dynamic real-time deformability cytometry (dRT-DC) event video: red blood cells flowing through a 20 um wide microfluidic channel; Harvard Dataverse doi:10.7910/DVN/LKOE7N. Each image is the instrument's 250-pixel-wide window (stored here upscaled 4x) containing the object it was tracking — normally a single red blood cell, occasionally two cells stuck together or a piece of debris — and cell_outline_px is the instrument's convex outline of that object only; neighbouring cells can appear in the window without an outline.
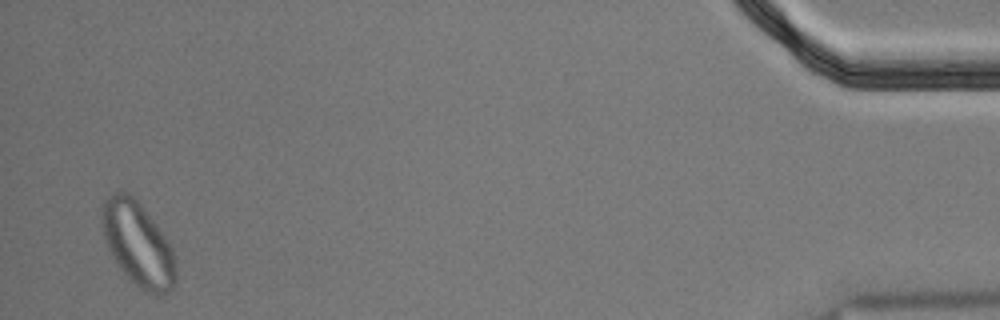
{"species": "Egyptian fruit bat (a non-hibernating species)", "species_latin": "Rousettus aegyptiacus", "temperature_condition": "cold", "stored_images_in_passage": 55, "segment_of_instrument_passage": [2, 2], "camera_frame_rate_fps": 3000, "um_per_image_px": 0.085, "animal": {"sex": "male"}, "frame": {"image": 1, "passage_image": 54, "time_ms": 17.667, "image_size_px": [1000, 320], "cell_outline_px": [[176, 284], [168, 292], [156, 296], [140, 288], [120, 268], [112, 256], [108, 248], [104, 236], [100, 220], [100, 212], [104, 200], [112, 192], [128, 192], [144, 208], [172, 248], [176, 264]], "centroid_in_image_um": [11.71, 20.74], "position_along_channel_um": 423.5, "area_um2": 35.95}}